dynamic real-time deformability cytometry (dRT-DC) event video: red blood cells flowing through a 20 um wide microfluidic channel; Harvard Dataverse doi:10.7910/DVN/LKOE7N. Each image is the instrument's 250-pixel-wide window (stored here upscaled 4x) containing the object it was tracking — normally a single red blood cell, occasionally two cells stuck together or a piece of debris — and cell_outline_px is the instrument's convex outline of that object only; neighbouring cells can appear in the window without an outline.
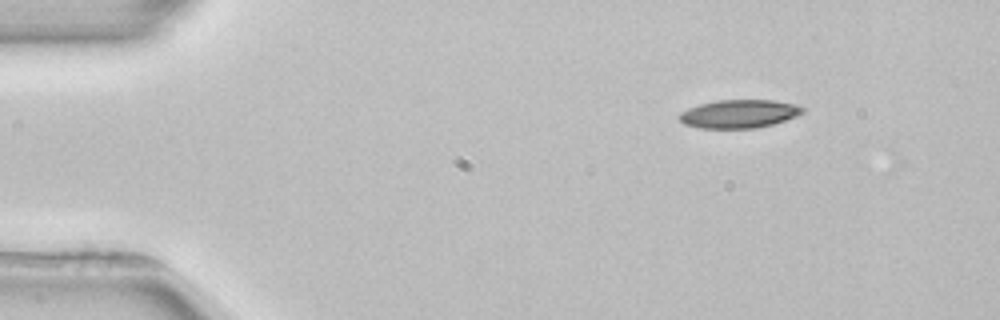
{"species": "common noctule bat (a hibernating species)", "species_latin": "Nyctalus noctula", "temperature_condition": "room temperature", "stored_images_in_passage": 3, "camera_frame_rate_fps": 3000, "um_per_image_px": 0.085, "animal": {"sex": "female", "body_mass_g": 22.7, "forearm_length_mm": 54.2}, "frame": {"image": 1, "passage_image": 1, "time_ms": 0.0, "image_size_px": [1000, 320], "cell_outline_px": [[804, 112], [796, 116], [772, 124], [756, 128], [700, 128], [684, 124], [680, 120], [680, 112], [688, 108], [700, 104], [716, 100], [772, 100], [796, 104], [804, 108]], "centroid_in_image_um": [62.82, 9.67], "position_along_channel_um": 22.2, "area_um2": 20.23}}